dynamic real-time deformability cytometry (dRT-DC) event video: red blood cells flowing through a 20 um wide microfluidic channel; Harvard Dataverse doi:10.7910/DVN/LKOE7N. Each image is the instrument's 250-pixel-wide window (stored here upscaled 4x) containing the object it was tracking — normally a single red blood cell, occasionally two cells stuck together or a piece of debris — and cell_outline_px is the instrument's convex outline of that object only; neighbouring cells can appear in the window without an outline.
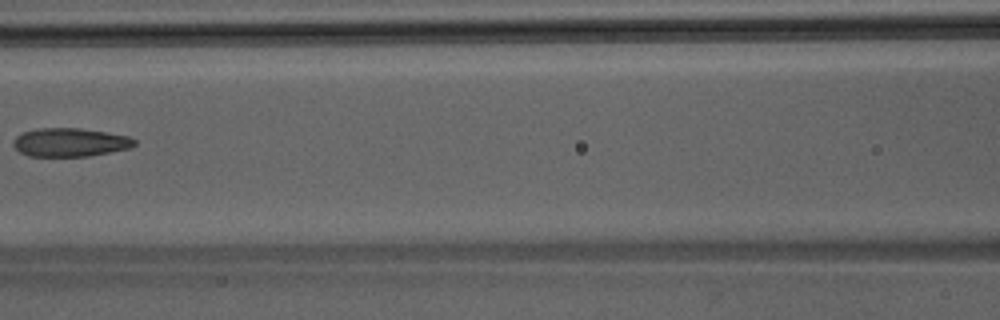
{"species": "Egyptian fruit bat (a non-hibernating species)", "species_latin": "Rousettus aegyptiacus", "temperature_condition": "room temperature", "stored_images_in_passage": 3, "camera_frame_rate_fps": 3000, "um_per_image_px": 0.085, "animal": {"sex": "male"}, "frame": {"image": 1, "passage_image": 3, "time_ms": 0.667, "image_size_px": [1000, 320], "cell_outline_px": [[136, 144], [128, 148], [88, 156], [28, 156], [20, 152], [12, 144], [12, 140], [16, 136], [24, 132], [36, 128], [80, 128], [128, 136], [136, 140]], "centroid_in_image_um": [5.91, 12.09], "position_along_channel_um": 160.7, "area_um2": 20.0}}